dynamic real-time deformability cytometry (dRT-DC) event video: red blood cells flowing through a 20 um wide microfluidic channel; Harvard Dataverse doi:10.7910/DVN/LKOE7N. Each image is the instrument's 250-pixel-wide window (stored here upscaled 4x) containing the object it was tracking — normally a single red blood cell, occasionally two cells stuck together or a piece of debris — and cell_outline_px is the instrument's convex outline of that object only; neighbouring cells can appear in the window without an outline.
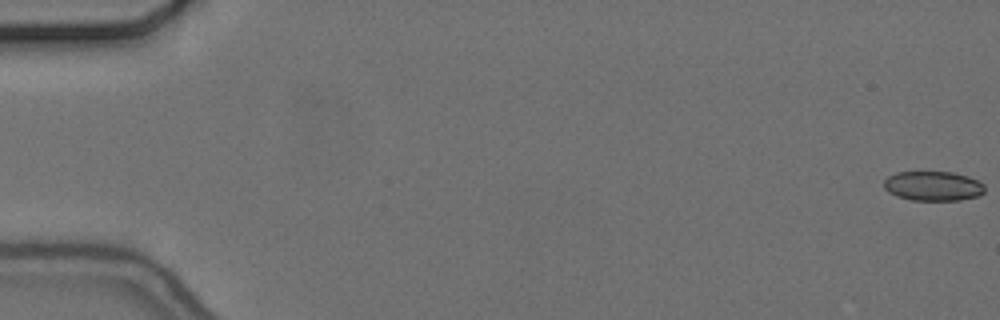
{"species": "common noctule bat (a hibernating species)", "species_latin": "Nyctalus noctula", "temperature_condition": "cold", "stored_images_in_passage": 57, "camera_frame_rate_fps": 3000, "um_per_image_px": 0.085, "animal": {"sex": "female", "body_mass_g": 24.6, "forearm_length_mm": 56.2}, "frame": {"image": 1, "passage_image": 1, "time_ms": 0.0, "image_size_px": [1000, 320], "cell_outline_px": [[984, 192], [980, 196], [960, 200], [912, 200], [896, 196], [888, 192], [884, 188], [884, 180], [888, 176], [896, 172], [952, 172], [968, 176], [984, 184]], "centroid_in_image_um": [79.31, 15.81], "position_along_channel_um": 5.7, "area_um2": 17.46}}
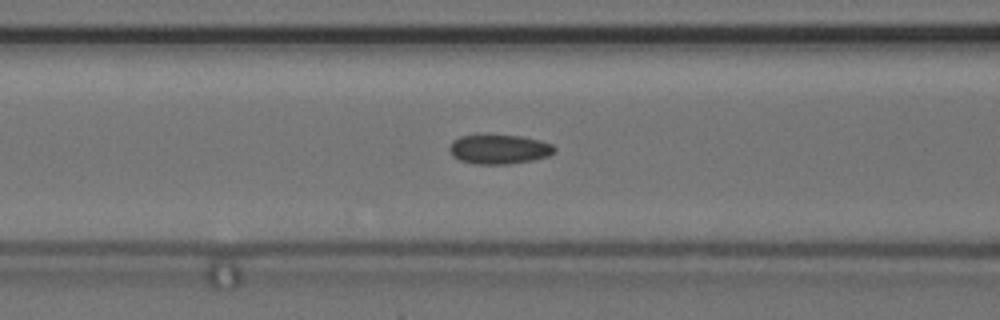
{"frame": {"image": 2, "passage_image": 24, "time_ms": 7.667, "image_size_px": [1000, 320], "cell_outline_px": [[556, 152], [548, 156], [532, 160], [508, 164], [476, 164], [460, 160], [452, 156], [448, 148], [452, 140], [460, 136], [520, 136], [540, 140], [552, 144], [556, 148]], "centroid_in_image_um": [42.43, 12.7], "position_along_channel_um": 124.2, "area_um2": 17.86}}
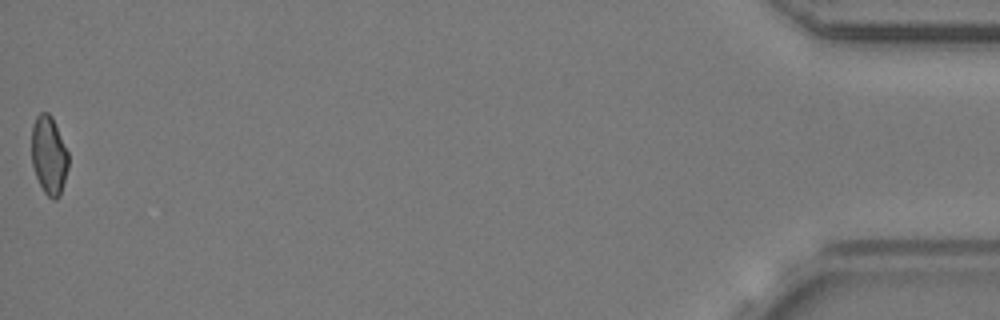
{"frame": {"image": 3, "passage_image": 57, "time_ms": 18.667, "image_size_px": [1000, 320], "cell_outline_px": [[68, 168], [60, 196], [56, 200], [52, 200], [44, 192], [36, 176], [32, 164], [32, 124], [36, 116], [40, 112], [48, 112], [52, 116], [68, 152]], "centroid_in_image_um": [4.16, 13.2], "position_along_channel_um": 431.0, "area_um2": 16.88}, "authors_computed_cell_mechanics": {"area_um2": 18.0914, "velocity_mm_per_s": 3.6913, "shape_relaxation_time_tau1_ms": null, "shape_relaxation_time_tau2_ms": 2.4335, "deformation_change_tau1": null, "deformation_change_tau2": 0.0815}}